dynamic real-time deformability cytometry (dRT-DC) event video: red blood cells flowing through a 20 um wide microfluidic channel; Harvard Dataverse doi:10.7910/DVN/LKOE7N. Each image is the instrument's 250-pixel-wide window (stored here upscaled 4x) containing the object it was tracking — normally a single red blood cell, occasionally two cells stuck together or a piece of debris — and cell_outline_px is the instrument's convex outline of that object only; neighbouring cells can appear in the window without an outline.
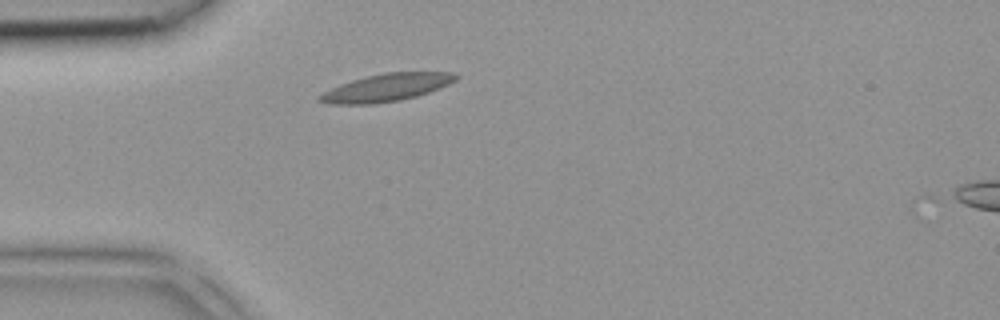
{"species": "common noctule bat (a hibernating species)", "species_latin": "Nyctalus noctula", "temperature_condition": "room temperature", "stored_images_in_passage": 1, "camera_frame_rate_fps": 3000, "um_per_image_px": 0.085, "animal": {"sex": "female", "body_mass_g": 18.4}, "frame": {"image": 1, "passage_image": 1, "time_ms": 0.0, "image_size_px": [1000, 320], "cell_outline_px": [[460, 76], [456, 80], [440, 88], [416, 96], [400, 100], [376, 104], [328, 104], [316, 100], [316, 96], [340, 84], [352, 80], [384, 72], [456, 72]], "centroid_in_image_um": [32.84, 7.44], "position_along_channel_um": 52.2, "area_um2": 21.96}}